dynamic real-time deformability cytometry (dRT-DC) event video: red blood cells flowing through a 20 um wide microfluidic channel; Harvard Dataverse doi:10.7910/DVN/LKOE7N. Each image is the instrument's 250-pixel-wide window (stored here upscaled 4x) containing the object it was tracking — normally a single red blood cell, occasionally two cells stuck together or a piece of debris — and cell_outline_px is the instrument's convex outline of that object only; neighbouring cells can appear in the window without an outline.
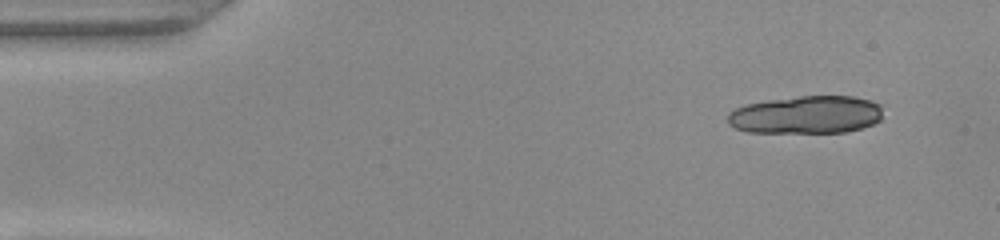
{"species": "common noctule bat (a hibernating species)", "species_latin": "Nyctalus noctula", "temperature_condition": "warm", "stored_images_in_passage": 36, "camera_frame_rate_fps": 3000, "um_per_image_px": 0.085, "animal": {"sex": "female", "body_mass_g": 22.0, "forearm_length_mm": 56.7}, "frame": {"image": 1, "passage_image": 4, "time_ms": 1.0, "image_size_px": [1000, 240], "cell_outline_px": [[880, 120], [872, 124], [860, 128], [844, 132], [748, 132], [736, 128], [728, 124], [728, 112], [744, 104], [768, 100], [800, 96], [852, 96], [872, 100], [880, 104]], "centroid_in_image_um": [68.5, 9.75], "position_along_channel_um": 16.5, "area_um2": 34.16}}